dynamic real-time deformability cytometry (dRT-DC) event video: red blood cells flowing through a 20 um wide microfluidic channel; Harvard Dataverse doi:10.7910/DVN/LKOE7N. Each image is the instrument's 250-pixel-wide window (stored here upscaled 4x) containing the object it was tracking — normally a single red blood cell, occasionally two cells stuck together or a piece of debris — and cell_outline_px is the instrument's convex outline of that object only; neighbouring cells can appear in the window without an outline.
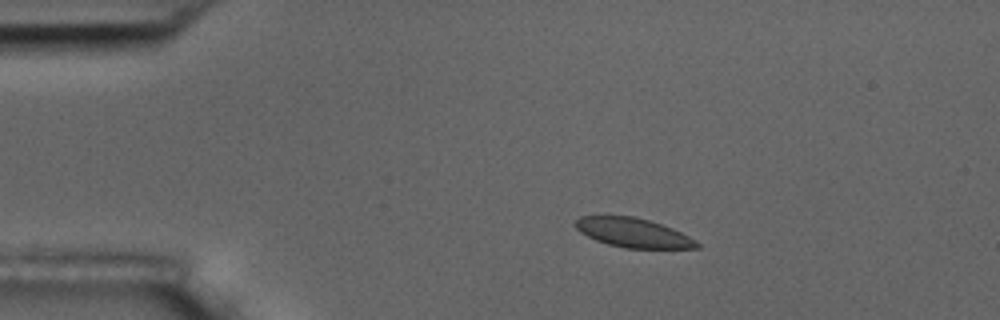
{"species": "common noctule bat (a hibernating species)", "species_latin": "Nyctalus noctula", "temperature_condition": "room temperature", "stored_images_in_passage": 7, "camera_frame_rate_fps": 3000, "um_per_image_px": 0.085, "animal": {"sex": "male", "body_mass_g": 17.5, "forearm_length_mm": 52.3}, "frame": {"image": 1, "passage_image": 1, "time_ms": 0.0, "image_size_px": [1000, 320], "cell_outline_px": [[700, 248], [624, 248], [608, 244], [596, 240], [580, 232], [576, 228], [576, 220], [580, 216], [604, 212], [632, 216], [648, 220], [672, 228], [688, 236], [700, 244]], "centroid_in_image_um": [53.73, 19.73], "position_along_channel_um": 31.3, "area_um2": 21.15}}
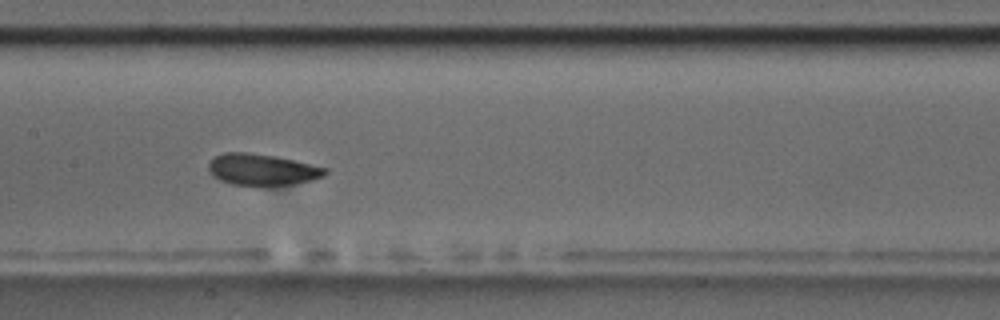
{"frame": {"image": 2, "passage_image": 6, "time_ms": 5.667, "image_size_px": [1000, 320], "cell_outline_px": [[328, 172], [324, 176], [312, 180], [292, 184], [268, 188], [260, 188], [232, 184], [220, 180], [212, 176], [208, 168], [208, 164], [216, 156], [224, 152], [248, 152], [276, 156], [328, 168]], "centroid_in_image_um": [22.29, 14.45], "position_along_channel_um": 185.1, "area_um2": 22.02}}
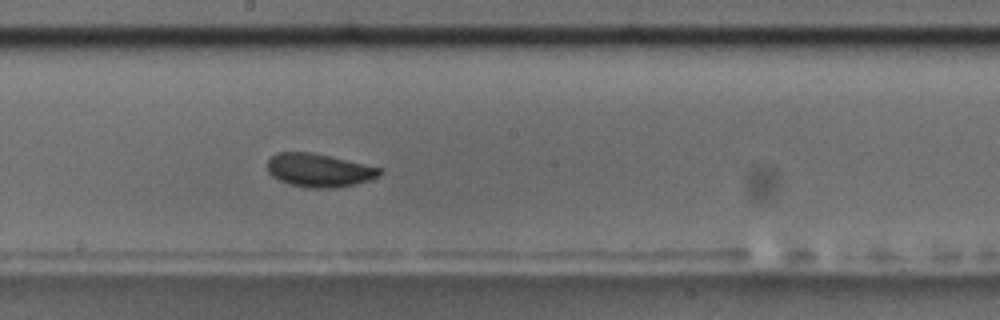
{"frame": {"image": 3, "passage_image": 7, "time_ms": 6.667, "image_size_px": [1000, 320], "cell_outline_px": [[384, 172], [368, 180], [356, 184], [336, 188], [308, 188], [288, 184], [272, 176], [268, 172], [268, 160], [276, 152], [312, 152], [384, 168]], "centroid_in_image_um": [27.13, 14.47], "position_along_channel_um": 221.1, "area_um2": 21.96}}